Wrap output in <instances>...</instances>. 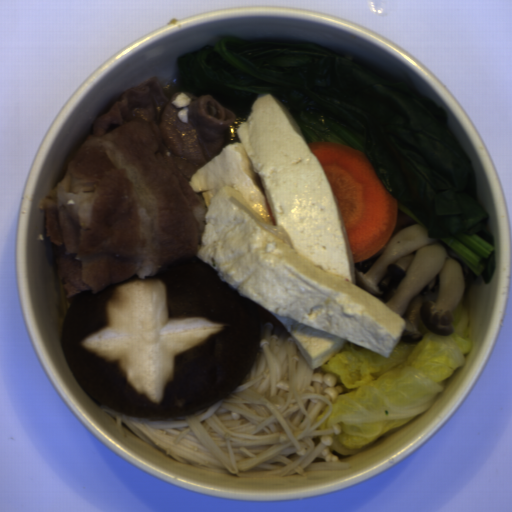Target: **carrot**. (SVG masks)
<instances>
[{
	"label": "carrot",
	"instance_id": "obj_1",
	"mask_svg": "<svg viewBox=\"0 0 512 512\" xmlns=\"http://www.w3.org/2000/svg\"><path fill=\"white\" fill-rule=\"evenodd\" d=\"M342 215L352 262L361 263L391 239L399 203L374 171L365 151L334 142H309Z\"/></svg>",
	"mask_w": 512,
	"mask_h": 512
}]
</instances>
